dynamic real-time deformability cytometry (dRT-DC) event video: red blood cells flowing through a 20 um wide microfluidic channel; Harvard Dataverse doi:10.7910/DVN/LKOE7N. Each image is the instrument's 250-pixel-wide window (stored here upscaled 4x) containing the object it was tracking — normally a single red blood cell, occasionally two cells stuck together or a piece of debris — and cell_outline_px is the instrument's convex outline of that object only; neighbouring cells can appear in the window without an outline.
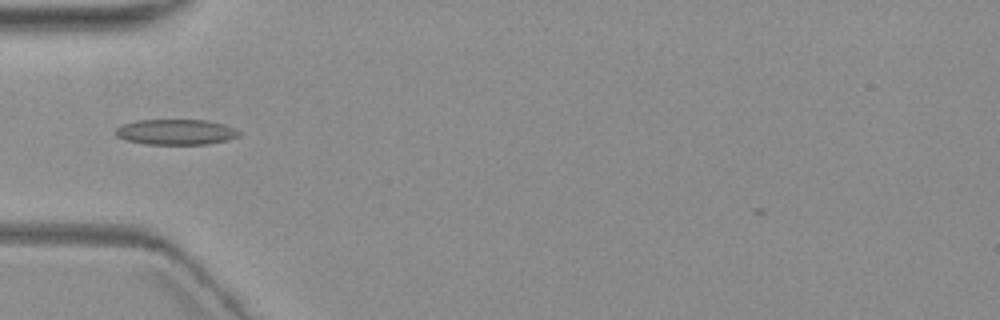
{"species": "common noctule bat (a hibernating species)", "species_latin": "Nyctalus noctula", "temperature_condition": "warm", "stored_images_in_passage": 2, "camera_frame_rate_fps": 3000, "um_per_image_px": 0.085, "animal": {"sex": "female", "body_mass_g": 19.3, "forearm_length_mm": 54.1}, "frame": {"image": 1, "passage_image": 1, "time_ms": 0.0, "image_size_px": [1000, 320], "cell_outline_px": [[240, 136], [228, 140], [208, 144], [144, 144], [124, 140], [116, 136], [116, 128], [124, 124], [136, 120], [208, 120], [224, 124], [236, 128], [240, 132]], "centroid_in_image_um": [14.98, 11.22], "position_along_channel_um": 70.0, "area_um2": 18.5}}
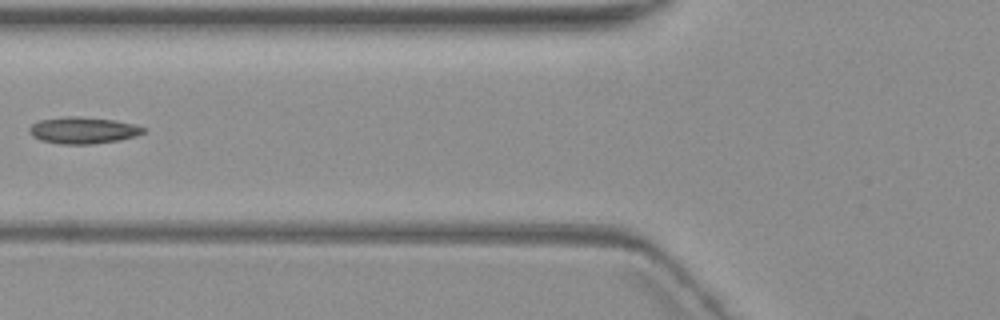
{"frame": {"image": 2, "passage_image": 2, "time_ms": 1.333, "image_size_px": [1000, 320], "cell_outline_px": [[148, 132], [136, 136], [120, 140], [92, 144], [60, 144], [40, 140], [32, 136], [28, 132], [28, 128], [32, 124], [40, 120], [64, 116], [76, 116], [112, 120], [132, 124], [148, 128]], "centroid_in_image_um": [7.07, 11.08], "position_along_channel_um": 118.7, "area_um2": 17.86}}